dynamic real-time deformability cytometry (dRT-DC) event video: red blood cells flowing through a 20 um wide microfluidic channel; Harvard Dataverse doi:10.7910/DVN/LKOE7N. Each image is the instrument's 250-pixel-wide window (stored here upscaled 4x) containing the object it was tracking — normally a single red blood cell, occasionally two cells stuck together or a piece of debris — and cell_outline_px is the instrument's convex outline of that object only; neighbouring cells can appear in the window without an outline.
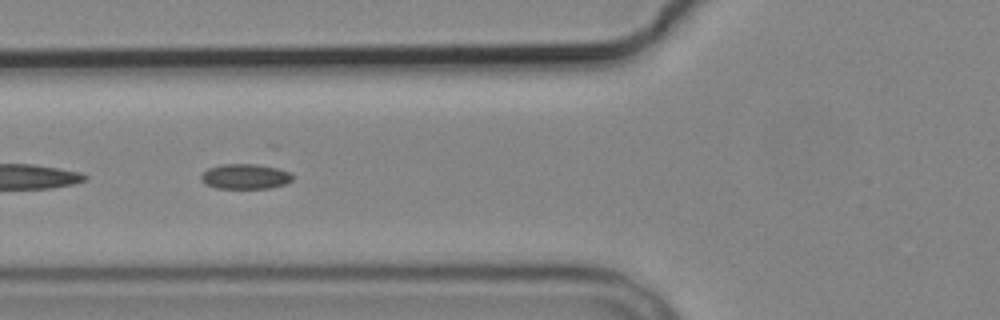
{"species": "common noctule bat (a hibernating species)", "species_latin": "Nyctalus noctula", "temperature_condition": "cold", "stored_images_in_passage": 5, "camera_frame_rate_fps": 3000, "um_per_image_px": 0.085, "animal": {"sex": "male", "body_mass_g": 19.2, "forearm_length_mm": 51.8}, "frame": {"image": 1, "passage_image": 5, "time_ms": 5.0, "image_size_px": [1000, 320], "cell_outline_px": [[292, 180], [284, 184], [272, 188], [216, 188], [204, 184], [200, 180], [200, 176], [208, 168], [220, 164], [256, 164], [276, 168], [292, 172]], "centroid_in_image_um": [20.82, 15.0], "position_along_channel_um": 105.0, "area_um2": 13.47}}